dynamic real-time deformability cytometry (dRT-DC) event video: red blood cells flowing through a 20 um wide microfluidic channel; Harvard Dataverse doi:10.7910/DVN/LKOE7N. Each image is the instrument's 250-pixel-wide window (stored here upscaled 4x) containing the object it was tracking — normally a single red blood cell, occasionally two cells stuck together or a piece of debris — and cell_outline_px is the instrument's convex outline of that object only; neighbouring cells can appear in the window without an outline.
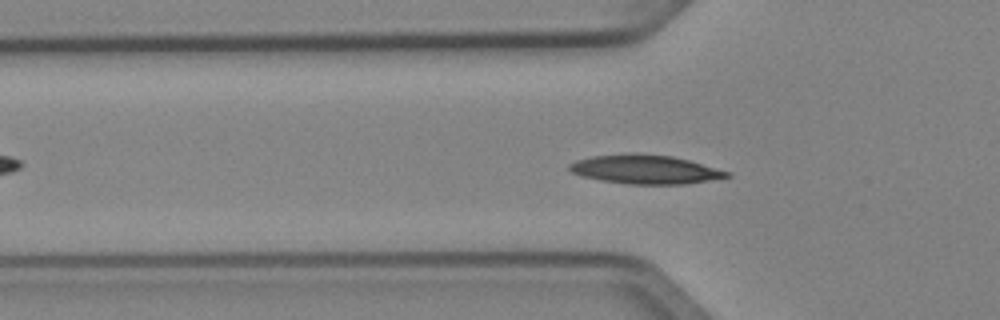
{"species": "Egyptian fruit bat (a non-hibernating species)", "species_latin": "Rousettus aegyptiacus", "temperature_condition": "cold", "stored_images_in_passage": 51, "camera_frame_rate_fps": 3000, "um_per_image_px": 0.085, "animal": {"sex": "female"}, "frame": {"image": 1, "passage_image": 16, "time_ms": 5.0, "image_size_px": [1000, 320], "cell_outline_px": [[732, 176], [684, 184], [628, 184], [600, 180], [580, 176], [572, 172], [568, 168], [568, 164], [576, 160], [592, 156], [628, 152], [636, 152], [672, 156], [688, 160], [732, 172]], "centroid_in_image_um": [54.81, 14.38], "position_along_channel_um": 71.0, "area_um2": 26.82}}
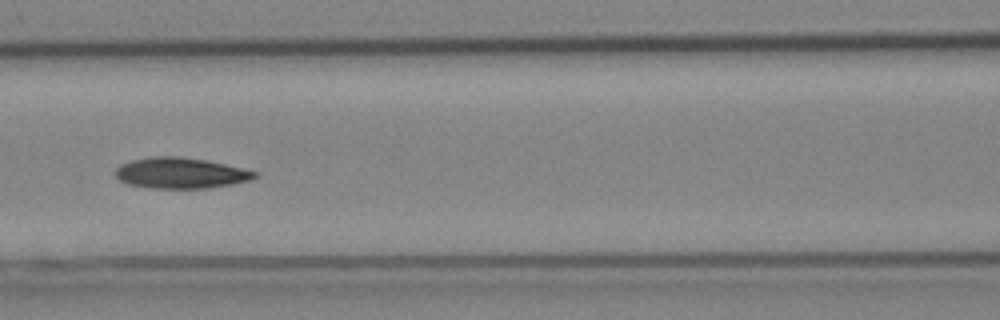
{"frame": {"image": 2, "passage_image": 22, "time_ms": 7.0, "image_size_px": [1000, 320], "cell_outline_px": [[260, 176], [252, 180], [232, 184], [208, 188], [152, 188], [128, 184], [120, 180], [116, 176], [116, 168], [120, 164], [132, 160], [152, 156], [180, 156], [204, 160], [244, 168], [260, 172]], "centroid_in_image_um": [15.41, 14.71], "position_along_channel_um": 151.2, "area_um2": 25.14}}
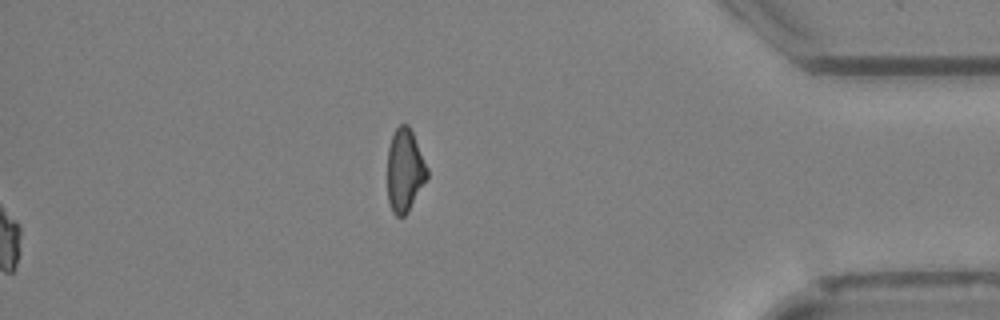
{"frame": {"image": 3, "passage_image": 51, "time_ms": 16.667, "image_size_px": [1000, 320], "cell_outline_px": [[428, 176], [408, 212], [404, 216], [396, 216], [392, 212], [388, 200], [388, 148], [392, 136], [396, 128], [400, 124], [408, 124], [412, 132], [428, 168]], "centroid_in_image_um": [34.4, 14.49], "position_along_channel_um": 400.8, "area_um2": 19.07}, "authors_computed_cell_mechanics": {"area_um2": 24.276, "velocity_mm_per_s": 4.0239, "shape_relaxation_time_tau1_ms": 7.6259, "shape_relaxation_time_tau2_ms": null, "deformation_change_tau1": 0.148, "deformation_change_tau2": null}}